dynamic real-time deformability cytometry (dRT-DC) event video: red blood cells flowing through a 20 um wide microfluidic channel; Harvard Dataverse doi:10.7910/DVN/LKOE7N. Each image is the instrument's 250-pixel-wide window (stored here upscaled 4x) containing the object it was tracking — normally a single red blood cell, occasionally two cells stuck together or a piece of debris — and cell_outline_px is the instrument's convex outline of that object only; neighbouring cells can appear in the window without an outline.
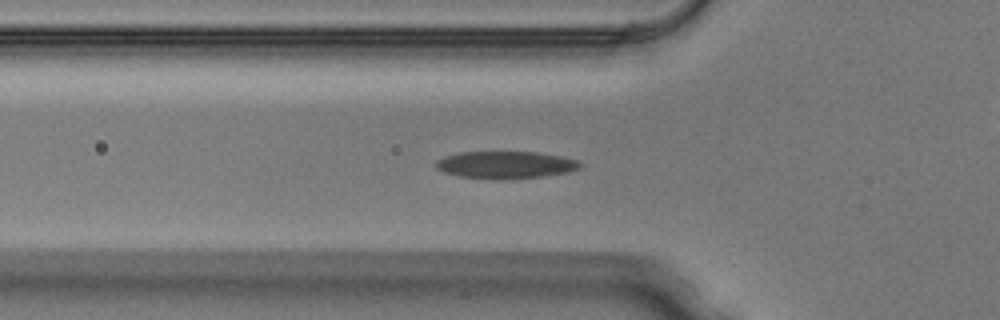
{"species": "Egyptian fruit bat (a non-hibernating species)", "species_latin": "Rousettus aegyptiacus", "temperature_condition": "warm", "stored_images_in_passage": 36, "camera_frame_rate_fps": 3000, "um_per_image_px": 0.085, "animal": {"sex": "male"}, "frame": {"image": 1, "passage_image": 2, "time_ms": 0.333, "image_size_px": [1000, 320], "cell_outline_px": [[584, 164], [580, 168], [568, 172], [544, 176], [516, 180], [492, 180], [460, 176], [444, 172], [436, 168], [436, 160], [444, 156], [460, 152], [536, 152], [560, 156], [576, 160]], "centroid_in_image_um": [42.98, 14.03], "position_along_channel_um": 82.8, "area_um2": 23.29}}
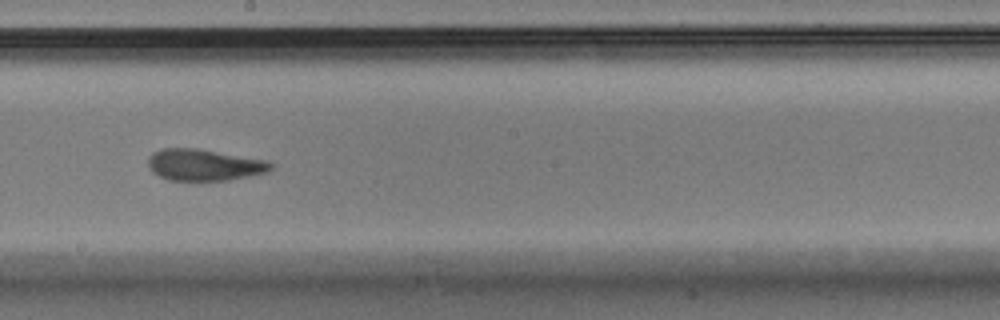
{"frame": {"image": 2, "passage_image": 13, "time_ms": 4.0, "image_size_px": [1000, 320], "cell_outline_px": [[272, 168], [264, 172], [248, 176], [228, 180], [200, 184], [168, 180], [152, 172], [148, 164], [148, 156], [152, 152], [160, 148], [196, 148], [268, 160], [272, 164]], "centroid_in_image_um": [17.29, 14.05], "position_along_channel_um": 230.9, "area_um2": 23.35}}
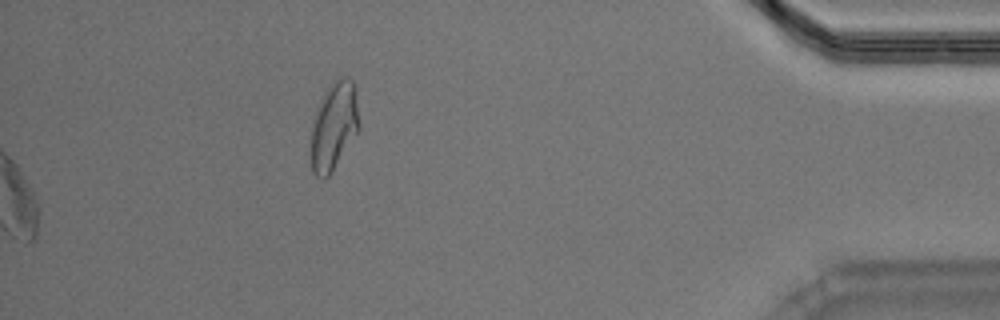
{"frame": {"image": 3, "passage_image": 36, "time_ms": 11.667, "image_size_px": [1000, 320], "cell_outline_px": [[360, 128], [328, 176], [324, 180], [316, 176], [312, 172], [312, 128], [316, 108], [324, 92], [340, 76], [348, 76], [356, 84], [360, 124]], "centroid_in_image_um": [28.42, 10.65], "position_along_channel_um": 406.8, "area_um2": 24.68}, "authors_computed_cell_mechanics": {"area_um2": 23.0622, "velocity_mm_per_s": 4.0144, "shape_relaxation_time_tau1_ms": null, "shape_relaxation_time_tau2_ms": 1.6272, "deformation_change_tau1": null, "deformation_change_tau2": 0.0858}}